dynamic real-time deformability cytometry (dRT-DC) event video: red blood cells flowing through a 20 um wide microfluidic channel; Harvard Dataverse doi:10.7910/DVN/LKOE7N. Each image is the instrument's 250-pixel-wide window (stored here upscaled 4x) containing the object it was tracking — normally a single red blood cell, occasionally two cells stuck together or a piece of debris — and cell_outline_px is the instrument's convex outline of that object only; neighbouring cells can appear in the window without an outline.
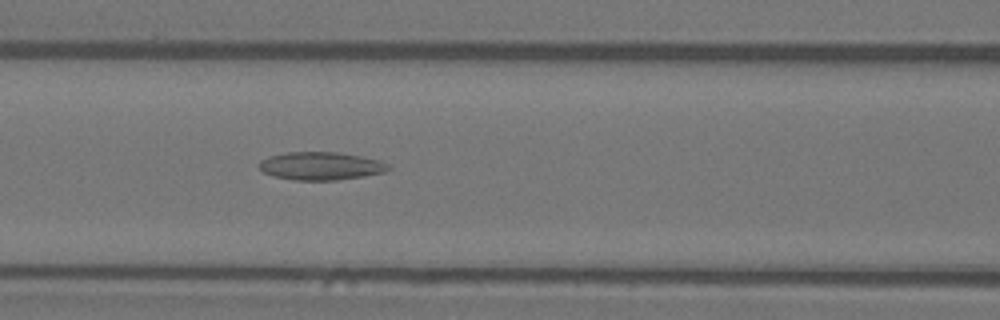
{"species": "Egyptian fruit bat (a non-hibernating species)", "species_latin": "Rousettus aegyptiacus", "temperature_condition": "warm", "stored_images_in_passage": 40, "segment_of_instrument_passage": [1, 2], "camera_frame_rate_fps": 3000, "um_per_image_px": 0.085, "animal": {"sex": "female"}, "frame": {"image": 1, "passage_image": 11, "time_ms": 3.333, "image_size_px": [1000, 320], "cell_outline_px": [[392, 168], [384, 172], [364, 176], [336, 180], [296, 180], [272, 176], [264, 172], [256, 164], [260, 160], [268, 156], [288, 152], [336, 152], [360, 156], [380, 160], [388, 164]], "centroid_in_image_um": [27.25, 14.1], "position_along_channel_um": 139.3, "area_um2": 21.15}}
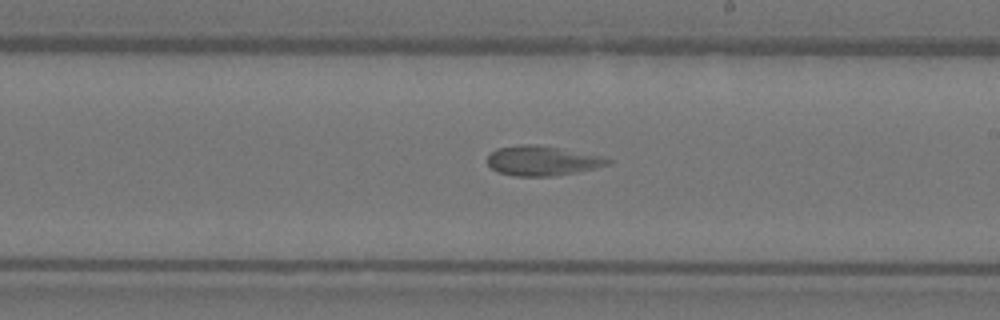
{"frame": {"image": 2, "passage_image": 19, "time_ms": 6.0, "image_size_px": [1000, 320], "cell_outline_px": [[612, 160], [608, 164], [576, 172], [552, 176], [516, 176], [496, 172], [488, 164], [488, 156], [496, 148], [520, 144], [536, 144], [604, 156]], "centroid_in_image_um": [46.06, 13.65], "position_along_channel_um": 242.9, "area_um2": 20.75}}
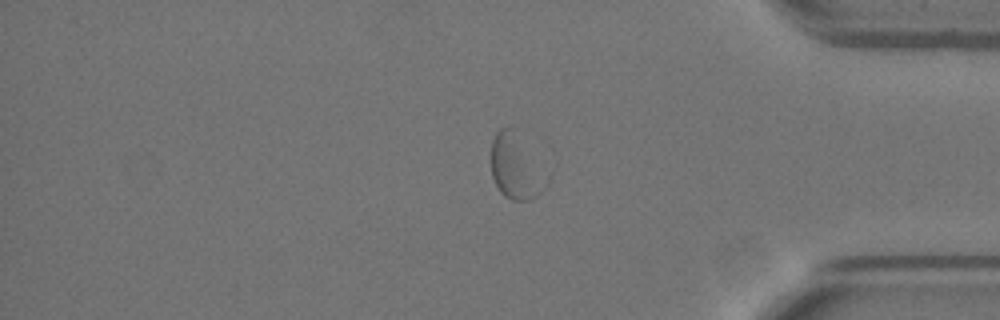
{"frame": {"image": 3, "passage_image": 32, "time_ms": 10.333, "image_size_px": [1000, 320], "cell_outline_px": [[540, 192], [532, 200], [512, 200], [504, 196], [500, 192], [492, 176], [492, 140], [496, 132], [500, 128], [508, 128]], "centroid_in_image_um": [43.46, 14.34], "position_along_channel_um": 391.7, "area_um2": 15.84}}